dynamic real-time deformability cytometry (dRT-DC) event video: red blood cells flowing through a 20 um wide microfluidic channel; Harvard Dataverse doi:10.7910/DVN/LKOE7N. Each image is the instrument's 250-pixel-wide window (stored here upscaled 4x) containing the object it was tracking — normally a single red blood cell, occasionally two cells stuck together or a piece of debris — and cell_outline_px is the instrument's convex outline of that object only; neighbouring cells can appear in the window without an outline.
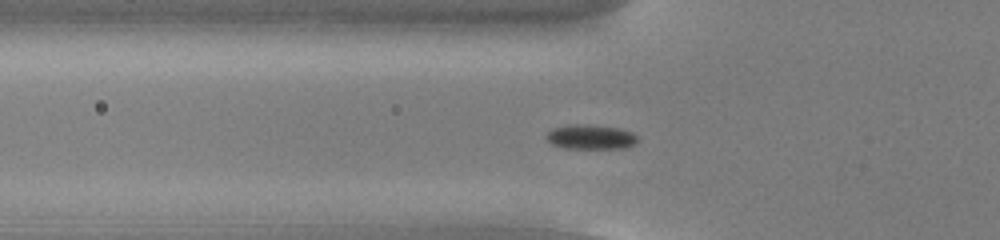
{"species": "common noctule bat (a hibernating species)", "species_latin": "Nyctalus noctula", "temperature_condition": "cold", "stored_images_in_passage": 50, "camera_frame_rate_fps": 3000, "um_per_image_px": 0.085, "animal": {"sex": "male", "body_mass_g": 13.0, "forearm_length_mm": 53.1}, "frame": {"image": 1, "passage_image": 15, "time_ms": 4.667, "image_size_px": [1000, 240], "cell_outline_px": [[636, 140], [632, 144], [624, 148], [564, 148], [552, 144], [544, 136], [552, 128], [568, 124], [588, 124], [620, 128], [632, 132], [636, 136]], "centroid_in_image_um": [50.15, 11.62], "position_along_channel_um": 75.7, "area_um2": 13.06}}
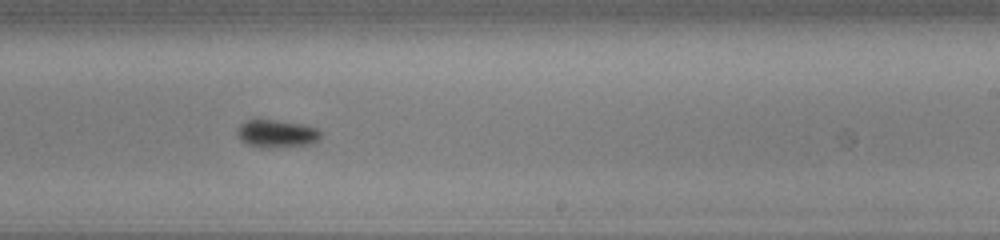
{"frame": {"image": 2, "passage_image": 30, "time_ms": 9.667, "image_size_px": [1000, 240], "cell_outline_px": [[324, 132], [320, 140], [312, 144], [268, 148], [260, 148], [248, 144], [240, 140], [236, 132], [236, 128], [244, 120], [256, 116], [304, 124], [316, 128]], "centroid_in_image_um": [23.5, 11.31], "position_along_channel_um": 265.5, "area_um2": 14.45}}
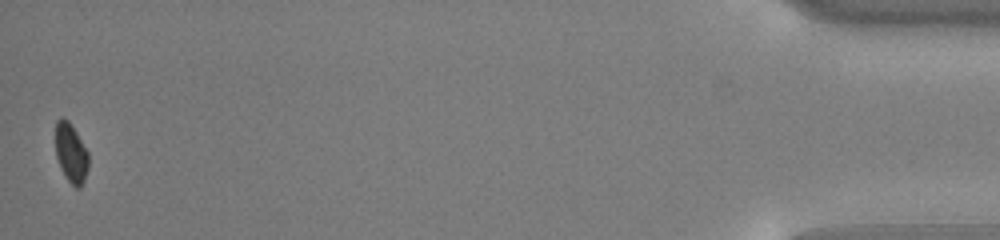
{"frame": {"image": 3, "passage_image": 50, "time_ms": 16.333, "image_size_px": [1000, 240], "cell_outline_px": [[88, 168], [84, 180], [80, 188], [76, 188], [68, 180], [60, 168], [56, 156], [56, 120], [60, 116], [68, 120], [76, 132], [88, 152]], "centroid_in_image_um": [6.03, 13.0], "position_along_channel_um": 429.2, "area_um2": 11.33}, "authors_computed_cell_mechanics": {"area_um2": 12.716, "velocity_mm_per_s": 3.7997, "shape_relaxation_time_tau1_ms": 1.6039, "shape_relaxation_time_tau2_ms": null, "deformation_change_tau1": 0.101, "deformation_change_tau2": null}}